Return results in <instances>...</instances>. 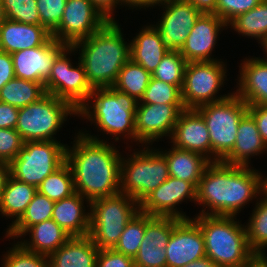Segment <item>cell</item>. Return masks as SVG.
I'll list each match as a JSON object with an SVG mask.
<instances>
[{
    "label": "cell",
    "instance_id": "cell-18",
    "mask_svg": "<svg viewBox=\"0 0 267 267\" xmlns=\"http://www.w3.org/2000/svg\"><path fill=\"white\" fill-rule=\"evenodd\" d=\"M67 46L51 37L44 45L11 54L15 77L44 85L55 59Z\"/></svg>",
    "mask_w": 267,
    "mask_h": 267
},
{
    "label": "cell",
    "instance_id": "cell-2",
    "mask_svg": "<svg viewBox=\"0 0 267 267\" xmlns=\"http://www.w3.org/2000/svg\"><path fill=\"white\" fill-rule=\"evenodd\" d=\"M250 167L211 162L196 188V203L205 207L199 214L236 217L245 204L261 198L260 172Z\"/></svg>",
    "mask_w": 267,
    "mask_h": 267
},
{
    "label": "cell",
    "instance_id": "cell-42",
    "mask_svg": "<svg viewBox=\"0 0 267 267\" xmlns=\"http://www.w3.org/2000/svg\"><path fill=\"white\" fill-rule=\"evenodd\" d=\"M67 0H36L40 25L52 33L60 24Z\"/></svg>",
    "mask_w": 267,
    "mask_h": 267
},
{
    "label": "cell",
    "instance_id": "cell-55",
    "mask_svg": "<svg viewBox=\"0 0 267 267\" xmlns=\"http://www.w3.org/2000/svg\"><path fill=\"white\" fill-rule=\"evenodd\" d=\"M263 174L260 172V191L259 193L263 196V200L267 201V176L263 178Z\"/></svg>",
    "mask_w": 267,
    "mask_h": 267
},
{
    "label": "cell",
    "instance_id": "cell-8",
    "mask_svg": "<svg viewBox=\"0 0 267 267\" xmlns=\"http://www.w3.org/2000/svg\"><path fill=\"white\" fill-rule=\"evenodd\" d=\"M72 115L77 116V110L69 102L46 93L38 101L19 108L15 129L24 142L57 141L54 135Z\"/></svg>",
    "mask_w": 267,
    "mask_h": 267
},
{
    "label": "cell",
    "instance_id": "cell-23",
    "mask_svg": "<svg viewBox=\"0 0 267 267\" xmlns=\"http://www.w3.org/2000/svg\"><path fill=\"white\" fill-rule=\"evenodd\" d=\"M51 37V33L43 25L8 19L0 24V50L9 54L44 45Z\"/></svg>",
    "mask_w": 267,
    "mask_h": 267
},
{
    "label": "cell",
    "instance_id": "cell-26",
    "mask_svg": "<svg viewBox=\"0 0 267 267\" xmlns=\"http://www.w3.org/2000/svg\"><path fill=\"white\" fill-rule=\"evenodd\" d=\"M99 249L91 237L72 236L50 254V267H96Z\"/></svg>",
    "mask_w": 267,
    "mask_h": 267
},
{
    "label": "cell",
    "instance_id": "cell-3",
    "mask_svg": "<svg viewBox=\"0 0 267 267\" xmlns=\"http://www.w3.org/2000/svg\"><path fill=\"white\" fill-rule=\"evenodd\" d=\"M124 40L119 24L109 20L89 38L72 45L75 51L79 49L78 59L92 88L115 84L120 70L130 59V43Z\"/></svg>",
    "mask_w": 267,
    "mask_h": 267
},
{
    "label": "cell",
    "instance_id": "cell-5",
    "mask_svg": "<svg viewBox=\"0 0 267 267\" xmlns=\"http://www.w3.org/2000/svg\"><path fill=\"white\" fill-rule=\"evenodd\" d=\"M137 105L136 99L113 86L93 88L88 101L78 109L77 115L85 117L84 119L91 121V124L95 123L102 133L111 135L115 141H118L122 134L124 138L127 136V139L137 142L135 128Z\"/></svg>",
    "mask_w": 267,
    "mask_h": 267
},
{
    "label": "cell",
    "instance_id": "cell-33",
    "mask_svg": "<svg viewBox=\"0 0 267 267\" xmlns=\"http://www.w3.org/2000/svg\"><path fill=\"white\" fill-rule=\"evenodd\" d=\"M54 203L37 191L21 218L10 228H7L6 238L18 239L30 226L52 219Z\"/></svg>",
    "mask_w": 267,
    "mask_h": 267
},
{
    "label": "cell",
    "instance_id": "cell-22",
    "mask_svg": "<svg viewBox=\"0 0 267 267\" xmlns=\"http://www.w3.org/2000/svg\"><path fill=\"white\" fill-rule=\"evenodd\" d=\"M239 67L235 93L248 105H267V58L249 57Z\"/></svg>",
    "mask_w": 267,
    "mask_h": 267
},
{
    "label": "cell",
    "instance_id": "cell-15",
    "mask_svg": "<svg viewBox=\"0 0 267 267\" xmlns=\"http://www.w3.org/2000/svg\"><path fill=\"white\" fill-rule=\"evenodd\" d=\"M184 105L138 104L135 113L137 143L152 145L162 137H171Z\"/></svg>",
    "mask_w": 267,
    "mask_h": 267
},
{
    "label": "cell",
    "instance_id": "cell-56",
    "mask_svg": "<svg viewBox=\"0 0 267 267\" xmlns=\"http://www.w3.org/2000/svg\"><path fill=\"white\" fill-rule=\"evenodd\" d=\"M5 14L3 11L2 0H0V24L5 20Z\"/></svg>",
    "mask_w": 267,
    "mask_h": 267
},
{
    "label": "cell",
    "instance_id": "cell-45",
    "mask_svg": "<svg viewBox=\"0 0 267 267\" xmlns=\"http://www.w3.org/2000/svg\"><path fill=\"white\" fill-rule=\"evenodd\" d=\"M96 267H134V260L114 249H102L99 250Z\"/></svg>",
    "mask_w": 267,
    "mask_h": 267
},
{
    "label": "cell",
    "instance_id": "cell-57",
    "mask_svg": "<svg viewBox=\"0 0 267 267\" xmlns=\"http://www.w3.org/2000/svg\"><path fill=\"white\" fill-rule=\"evenodd\" d=\"M264 49V51H265V53L267 54V47H263ZM266 57H267V55H266Z\"/></svg>",
    "mask_w": 267,
    "mask_h": 267
},
{
    "label": "cell",
    "instance_id": "cell-46",
    "mask_svg": "<svg viewBox=\"0 0 267 267\" xmlns=\"http://www.w3.org/2000/svg\"><path fill=\"white\" fill-rule=\"evenodd\" d=\"M247 112L253 117L259 134L267 145V105H248Z\"/></svg>",
    "mask_w": 267,
    "mask_h": 267
},
{
    "label": "cell",
    "instance_id": "cell-32",
    "mask_svg": "<svg viewBox=\"0 0 267 267\" xmlns=\"http://www.w3.org/2000/svg\"><path fill=\"white\" fill-rule=\"evenodd\" d=\"M45 94L46 91L42 83L15 77L0 89V102L22 108L38 101Z\"/></svg>",
    "mask_w": 267,
    "mask_h": 267
},
{
    "label": "cell",
    "instance_id": "cell-12",
    "mask_svg": "<svg viewBox=\"0 0 267 267\" xmlns=\"http://www.w3.org/2000/svg\"><path fill=\"white\" fill-rule=\"evenodd\" d=\"M75 52L72 46H67L55 59L44 88L46 93L69 102L77 111L88 101L93 91L86 72L80 60L78 66L72 65L68 53Z\"/></svg>",
    "mask_w": 267,
    "mask_h": 267
},
{
    "label": "cell",
    "instance_id": "cell-7",
    "mask_svg": "<svg viewBox=\"0 0 267 267\" xmlns=\"http://www.w3.org/2000/svg\"><path fill=\"white\" fill-rule=\"evenodd\" d=\"M130 157L128 159L122 157L121 160L120 193L140 203L167 180L168 165L159 148L153 150L149 148V145H145L142 150L135 151Z\"/></svg>",
    "mask_w": 267,
    "mask_h": 267
},
{
    "label": "cell",
    "instance_id": "cell-40",
    "mask_svg": "<svg viewBox=\"0 0 267 267\" xmlns=\"http://www.w3.org/2000/svg\"><path fill=\"white\" fill-rule=\"evenodd\" d=\"M2 5L6 19L40 25L36 0H2Z\"/></svg>",
    "mask_w": 267,
    "mask_h": 267
},
{
    "label": "cell",
    "instance_id": "cell-11",
    "mask_svg": "<svg viewBox=\"0 0 267 267\" xmlns=\"http://www.w3.org/2000/svg\"><path fill=\"white\" fill-rule=\"evenodd\" d=\"M226 64L223 61L189 62L186 65L183 85L181 88L182 101L185 109H196L208 103L222 101L231 94L220 95L218 91L224 86Z\"/></svg>",
    "mask_w": 267,
    "mask_h": 267
},
{
    "label": "cell",
    "instance_id": "cell-38",
    "mask_svg": "<svg viewBox=\"0 0 267 267\" xmlns=\"http://www.w3.org/2000/svg\"><path fill=\"white\" fill-rule=\"evenodd\" d=\"M145 232V213L138 212L127 224L113 248L124 255L135 257Z\"/></svg>",
    "mask_w": 267,
    "mask_h": 267
},
{
    "label": "cell",
    "instance_id": "cell-31",
    "mask_svg": "<svg viewBox=\"0 0 267 267\" xmlns=\"http://www.w3.org/2000/svg\"><path fill=\"white\" fill-rule=\"evenodd\" d=\"M238 34L256 38L263 47L267 43V0H262L255 8L242 13L228 24Z\"/></svg>",
    "mask_w": 267,
    "mask_h": 267
},
{
    "label": "cell",
    "instance_id": "cell-27",
    "mask_svg": "<svg viewBox=\"0 0 267 267\" xmlns=\"http://www.w3.org/2000/svg\"><path fill=\"white\" fill-rule=\"evenodd\" d=\"M169 51L153 25L142 27L130 42V59L151 74Z\"/></svg>",
    "mask_w": 267,
    "mask_h": 267
},
{
    "label": "cell",
    "instance_id": "cell-44",
    "mask_svg": "<svg viewBox=\"0 0 267 267\" xmlns=\"http://www.w3.org/2000/svg\"><path fill=\"white\" fill-rule=\"evenodd\" d=\"M24 146V140L16 129H0V161L10 163Z\"/></svg>",
    "mask_w": 267,
    "mask_h": 267
},
{
    "label": "cell",
    "instance_id": "cell-29",
    "mask_svg": "<svg viewBox=\"0 0 267 267\" xmlns=\"http://www.w3.org/2000/svg\"><path fill=\"white\" fill-rule=\"evenodd\" d=\"M28 234H31L29 235L31 240H23L19 243L29 251L46 256L52 254L71 238L70 234L53 219L30 226L21 237Z\"/></svg>",
    "mask_w": 267,
    "mask_h": 267
},
{
    "label": "cell",
    "instance_id": "cell-39",
    "mask_svg": "<svg viewBox=\"0 0 267 267\" xmlns=\"http://www.w3.org/2000/svg\"><path fill=\"white\" fill-rule=\"evenodd\" d=\"M138 104L184 105L181 89L178 86L152 77Z\"/></svg>",
    "mask_w": 267,
    "mask_h": 267
},
{
    "label": "cell",
    "instance_id": "cell-34",
    "mask_svg": "<svg viewBox=\"0 0 267 267\" xmlns=\"http://www.w3.org/2000/svg\"><path fill=\"white\" fill-rule=\"evenodd\" d=\"M151 77L150 72L132 59H129L120 70L113 87L118 91L127 93L139 102L148 87Z\"/></svg>",
    "mask_w": 267,
    "mask_h": 267
},
{
    "label": "cell",
    "instance_id": "cell-25",
    "mask_svg": "<svg viewBox=\"0 0 267 267\" xmlns=\"http://www.w3.org/2000/svg\"><path fill=\"white\" fill-rule=\"evenodd\" d=\"M84 198L78 192L56 201L52 219L70 236H87L90 229V212H85Z\"/></svg>",
    "mask_w": 267,
    "mask_h": 267
},
{
    "label": "cell",
    "instance_id": "cell-14",
    "mask_svg": "<svg viewBox=\"0 0 267 267\" xmlns=\"http://www.w3.org/2000/svg\"><path fill=\"white\" fill-rule=\"evenodd\" d=\"M196 202V187L188 181L169 176L165 182L149 193L140 203V212L150 216L189 219L177 205L189 200Z\"/></svg>",
    "mask_w": 267,
    "mask_h": 267
},
{
    "label": "cell",
    "instance_id": "cell-17",
    "mask_svg": "<svg viewBox=\"0 0 267 267\" xmlns=\"http://www.w3.org/2000/svg\"><path fill=\"white\" fill-rule=\"evenodd\" d=\"M180 220L145 214V232L133 258L134 267H167L165 248L173 228Z\"/></svg>",
    "mask_w": 267,
    "mask_h": 267
},
{
    "label": "cell",
    "instance_id": "cell-16",
    "mask_svg": "<svg viewBox=\"0 0 267 267\" xmlns=\"http://www.w3.org/2000/svg\"><path fill=\"white\" fill-rule=\"evenodd\" d=\"M162 8H165V11L153 26L158 30L161 41L168 50L179 51L202 13L190 2L183 0H172Z\"/></svg>",
    "mask_w": 267,
    "mask_h": 267
},
{
    "label": "cell",
    "instance_id": "cell-1",
    "mask_svg": "<svg viewBox=\"0 0 267 267\" xmlns=\"http://www.w3.org/2000/svg\"><path fill=\"white\" fill-rule=\"evenodd\" d=\"M73 142V146L66 147V162L73 174L75 192L86 198L87 204L119 193L122 160L119 150L82 130Z\"/></svg>",
    "mask_w": 267,
    "mask_h": 267
},
{
    "label": "cell",
    "instance_id": "cell-24",
    "mask_svg": "<svg viewBox=\"0 0 267 267\" xmlns=\"http://www.w3.org/2000/svg\"><path fill=\"white\" fill-rule=\"evenodd\" d=\"M266 151L267 145L253 117L247 112L239 122L233 149L221 161L230 165L249 166V158Z\"/></svg>",
    "mask_w": 267,
    "mask_h": 267
},
{
    "label": "cell",
    "instance_id": "cell-10",
    "mask_svg": "<svg viewBox=\"0 0 267 267\" xmlns=\"http://www.w3.org/2000/svg\"><path fill=\"white\" fill-rule=\"evenodd\" d=\"M66 144L28 141L9 163L10 175L36 188L66 161Z\"/></svg>",
    "mask_w": 267,
    "mask_h": 267
},
{
    "label": "cell",
    "instance_id": "cell-19",
    "mask_svg": "<svg viewBox=\"0 0 267 267\" xmlns=\"http://www.w3.org/2000/svg\"><path fill=\"white\" fill-rule=\"evenodd\" d=\"M166 250L167 267H183L206 256L205 240L199 225L181 219L173 228Z\"/></svg>",
    "mask_w": 267,
    "mask_h": 267
},
{
    "label": "cell",
    "instance_id": "cell-13",
    "mask_svg": "<svg viewBox=\"0 0 267 267\" xmlns=\"http://www.w3.org/2000/svg\"><path fill=\"white\" fill-rule=\"evenodd\" d=\"M108 21L91 0H67L62 20L51 35L58 42L72 46L89 38Z\"/></svg>",
    "mask_w": 267,
    "mask_h": 267
},
{
    "label": "cell",
    "instance_id": "cell-30",
    "mask_svg": "<svg viewBox=\"0 0 267 267\" xmlns=\"http://www.w3.org/2000/svg\"><path fill=\"white\" fill-rule=\"evenodd\" d=\"M36 193V187L9 175L0 198V214L7 218H14L9 228L25 213Z\"/></svg>",
    "mask_w": 267,
    "mask_h": 267
},
{
    "label": "cell",
    "instance_id": "cell-50",
    "mask_svg": "<svg viewBox=\"0 0 267 267\" xmlns=\"http://www.w3.org/2000/svg\"><path fill=\"white\" fill-rule=\"evenodd\" d=\"M190 2L201 13L215 14L217 0H183Z\"/></svg>",
    "mask_w": 267,
    "mask_h": 267
},
{
    "label": "cell",
    "instance_id": "cell-20",
    "mask_svg": "<svg viewBox=\"0 0 267 267\" xmlns=\"http://www.w3.org/2000/svg\"><path fill=\"white\" fill-rule=\"evenodd\" d=\"M223 27L228 28V25L220 17L202 13L179 50L180 54L188 63L217 60L211 54L217 43L219 31L225 29Z\"/></svg>",
    "mask_w": 267,
    "mask_h": 267
},
{
    "label": "cell",
    "instance_id": "cell-21",
    "mask_svg": "<svg viewBox=\"0 0 267 267\" xmlns=\"http://www.w3.org/2000/svg\"><path fill=\"white\" fill-rule=\"evenodd\" d=\"M174 147L198 152L211 161V143L205 120L196 109H184L171 135Z\"/></svg>",
    "mask_w": 267,
    "mask_h": 267
},
{
    "label": "cell",
    "instance_id": "cell-48",
    "mask_svg": "<svg viewBox=\"0 0 267 267\" xmlns=\"http://www.w3.org/2000/svg\"><path fill=\"white\" fill-rule=\"evenodd\" d=\"M13 78H15V72L12 56L0 50V89Z\"/></svg>",
    "mask_w": 267,
    "mask_h": 267
},
{
    "label": "cell",
    "instance_id": "cell-52",
    "mask_svg": "<svg viewBox=\"0 0 267 267\" xmlns=\"http://www.w3.org/2000/svg\"><path fill=\"white\" fill-rule=\"evenodd\" d=\"M243 267H267L266 254H255Z\"/></svg>",
    "mask_w": 267,
    "mask_h": 267
},
{
    "label": "cell",
    "instance_id": "cell-51",
    "mask_svg": "<svg viewBox=\"0 0 267 267\" xmlns=\"http://www.w3.org/2000/svg\"><path fill=\"white\" fill-rule=\"evenodd\" d=\"M170 1H172V0H127V4L129 6V8L132 7V9H134V8L137 9V7H139L141 9L143 7L148 8L149 6L152 7L155 5H158V6L162 5L163 6Z\"/></svg>",
    "mask_w": 267,
    "mask_h": 267
},
{
    "label": "cell",
    "instance_id": "cell-49",
    "mask_svg": "<svg viewBox=\"0 0 267 267\" xmlns=\"http://www.w3.org/2000/svg\"><path fill=\"white\" fill-rule=\"evenodd\" d=\"M91 2L108 20H115L113 11L117 5L128 7L127 0H91Z\"/></svg>",
    "mask_w": 267,
    "mask_h": 267
},
{
    "label": "cell",
    "instance_id": "cell-28",
    "mask_svg": "<svg viewBox=\"0 0 267 267\" xmlns=\"http://www.w3.org/2000/svg\"><path fill=\"white\" fill-rule=\"evenodd\" d=\"M163 151L160 152L166 158L169 176L191 182L197 188L201 176L211 161L198 152L174 146L169 151Z\"/></svg>",
    "mask_w": 267,
    "mask_h": 267
},
{
    "label": "cell",
    "instance_id": "cell-43",
    "mask_svg": "<svg viewBox=\"0 0 267 267\" xmlns=\"http://www.w3.org/2000/svg\"><path fill=\"white\" fill-rule=\"evenodd\" d=\"M262 0H217L215 15L226 24L238 15L255 8Z\"/></svg>",
    "mask_w": 267,
    "mask_h": 267
},
{
    "label": "cell",
    "instance_id": "cell-36",
    "mask_svg": "<svg viewBox=\"0 0 267 267\" xmlns=\"http://www.w3.org/2000/svg\"><path fill=\"white\" fill-rule=\"evenodd\" d=\"M251 214L248 224L245 225L249 247L254 254H266L264 249L267 248V201L258 197Z\"/></svg>",
    "mask_w": 267,
    "mask_h": 267
},
{
    "label": "cell",
    "instance_id": "cell-53",
    "mask_svg": "<svg viewBox=\"0 0 267 267\" xmlns=\"http://www.w3.org/2000/svg\"><path fill=\"white\" fill-rule=\"evenodd\" d=\"M9 175H10V165L6 162L0 161V198Z\"/></svg>",
    "mask_w": 267,
    "mask_h": 267
},
{
    "label": "cell",
    "instance_id": "cell-35",
    "mask_svg": "<svg viewBox=\"0 0 267 267\" xmlns=\"http://www.w3.org/2000/svg\"><path fill=\"white\" fill-rule=\"evenodd\" d=\"M37 191L56 202L75 193L73 174L65 161L57 170L48 175L38 186Z\"/></svg>",
    "mask_w": 267,
    "mask_h": 267
},
{
    "label": "cell",
    "instance_id": "cell-4",
    "mask_svg": "<svg viewBox=\"0 0 267 267\" xmlns=\"http://www.w3.org/2000/svg\"><path fill=\"white\" fill-rule=\"evenodd\" d=\"M234 216L197 214L205 240L206 256L218 267H243L255 254L251 251L245 225Z\"/></svg>",
    "mask_w": 267,
    "mask_h": 267
},
{
    "label": "cell",
    "instance_id": "cell-47",
    "mask_svg": "<svg viewBox=\"0 0 267 267\" xmlns=\"http://www.w3.org/2000/svg\"><path fill=\"white\" fill-rule=\"evenodd\" d=\"M19 108L0 102V129H15Z\"/></svg>",
    "mask_w": 267,
    "mask_h": 267
},
{
    "label": "cell",
    "instance_id": "cell-54",
    "mask_svg": "<svg viewBox=\"0 0 267 267\" xmlns=\"http://www.w3.org/2000/svg\"><path fill=\"white\" fill-rule=\"evenodd\" d=\"M183 267H218L216 263H214L210 258L207 256L195 260Z\"/></svg>",
    "mask_w": 267,
    "mask_h": 267
},
{
    "label": "cell",
    "instance_id": "cell-37",
    "mask_svg": "<svg viewBox=\"0 0 267 267\" xmlns=\"http://www.w3.org/2000/svg\"><path fill=\"white\" fill-rule=\"evenodd\" d=\"M187 63L179 51H169L151 74L152 78L176 85L181 89Z\"/></svg>",
    "mask_w": 267,
    "mask_h": 267
},
{
    "label": "cell",
    "instance_id": "cell-6",
    "mask_svg": "<svg viewBox=\"0 0 267 267\" xmlns=\"http://www.w3.org/2000/svg\"><path fill=\"white\" fill-rule=\"evenodd\" d=\"M86 206H90L89 236L99 250L113 249L126 224L140 211L139 203L120 192Z\"/></svg>",
    "mask_w": 267,
    "mask_h": 267
},
{
    "label": "cell",
    "instance_id": "cell-9",
    "mask_svg": "<svg viewBox=\"0 0 267 267\" xmlns=\"http://www.w3.org/2000/svg\"><path fill=\"white\" fill-rule=\"evenodd\" d=\"M205 120L211 143V162L221 161L236 141L238 125L247 113L248 104L235 92L219 102L196 108Z\"/></svg>",
    "mask_w": 267,
    "mask_h": 267
},
{
    "label": "cell",
    "instance_id": "cell-41",
    "mask_svg": "<svg viewBox=\"0 0 267 267\" xmlns=\"http://www.w3.org/2000/svg\"><path fill=\"white\" fill-rule=\"evenodd\" d=\"M3 256L1 267H50L48 256L25 249L19 241Z\"/></svg>",
    "mask_w": 267,
    "mask_h": 267
}]
</instances>
